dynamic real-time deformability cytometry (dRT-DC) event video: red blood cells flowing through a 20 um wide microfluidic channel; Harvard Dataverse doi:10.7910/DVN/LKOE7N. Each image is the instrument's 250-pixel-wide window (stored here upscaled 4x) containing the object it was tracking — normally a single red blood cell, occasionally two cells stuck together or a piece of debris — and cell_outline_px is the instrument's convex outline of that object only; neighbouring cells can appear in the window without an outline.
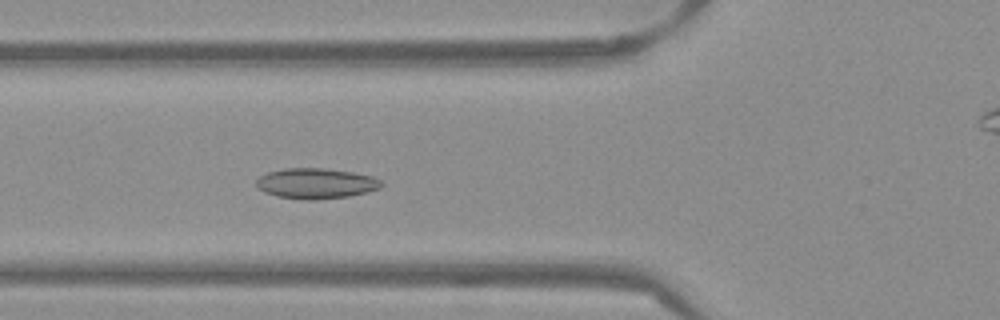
{"species": "Egyptian fruit bat (a non-hibernating species)", "species_latin": "Rousettus aegyptiacus", "temperature_condition": "warm", "stored_images_in_passage": 51, "camera_frame_rate_fps": 3000, "um_per_image_px": 0.085, "frame": {"image": 1, "passage_image": 17, "time_ms": 5.333, "image_size_px": [1000, 320], "cell_outline_px": [[384, 184], [380, 188], [368, 192], [348, 196], [312, 200], [304, 200], [280, 196], [264, 192], [256, 188], [256, 180], [260, 176], [268, 172], [284, 168], [324, 168], [352, 172], [372, 176], [380, 180]], "centroid_in_image_um": [26.85, 15.59], "position_along_channel_um": 98.9, "area_um2": 22.2}}
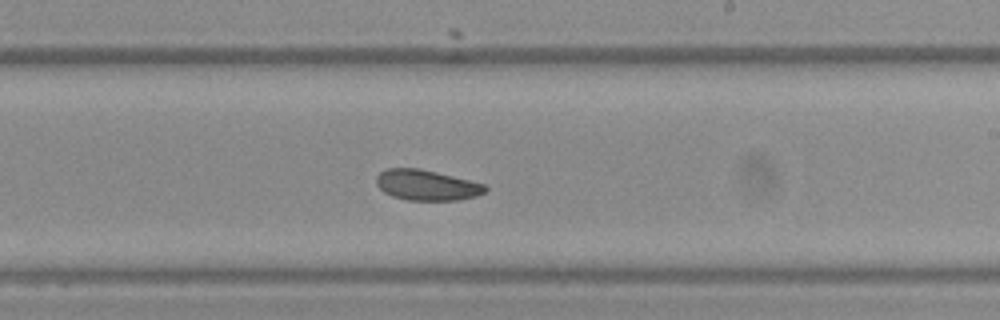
{"frame": {"image": 2, "passage_image": 29, "time_ms": 9.333, "image_size_px": [1000, 320], "cell_outline_px": [[488, 188], [484, 192], [476, 196], [460, 200], [408, 200], [392, 196], [384, 192], [376, 184], [376, 176], [380, 172], [388, 168], [420, 168], [484, 184]], "centroid_in_image_um": [36.24, 15.73], "position_along_channel_um": 252.8, "area_um2": 19.25}}
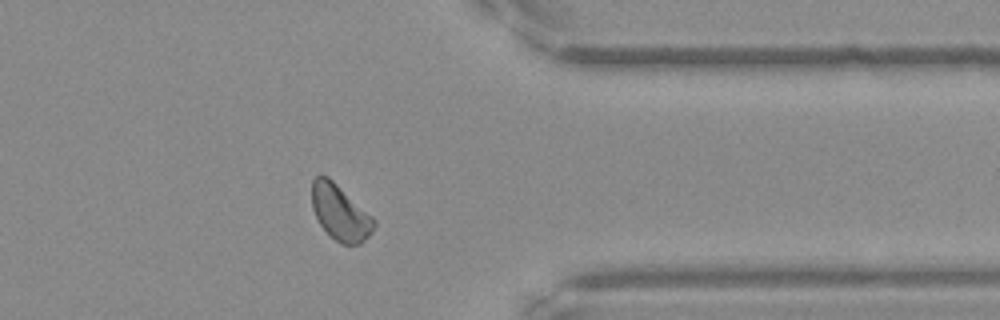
{"frame": {"image": 3, "passage_image": 40, "time_ms": 13.0, "image_size_px": [1000, 320], "cell_outline_px": [[376, 224], [372, 232], [360, 244], [344, 244], [336, 240], [320, 224], [312, 208], [312, 180], [316, 176], [328, 176], [372, 216], [376, 220]], "centroid_in_image_um": [28.92, 18.06], "position_along_channel_um": 382.5, "area_um2": 19.71}, "authors_computed_cell_mechanics": {"area_um2": 20.2878, "velocity_mm_per_s": 3.8354, "shape_relaxation_time_tau1_ms": null, "shape_relaxation_time_tau2_ms": 3.1971, "deformation_change_tau1": null, "deformation_change_tau2": 0.0654}}